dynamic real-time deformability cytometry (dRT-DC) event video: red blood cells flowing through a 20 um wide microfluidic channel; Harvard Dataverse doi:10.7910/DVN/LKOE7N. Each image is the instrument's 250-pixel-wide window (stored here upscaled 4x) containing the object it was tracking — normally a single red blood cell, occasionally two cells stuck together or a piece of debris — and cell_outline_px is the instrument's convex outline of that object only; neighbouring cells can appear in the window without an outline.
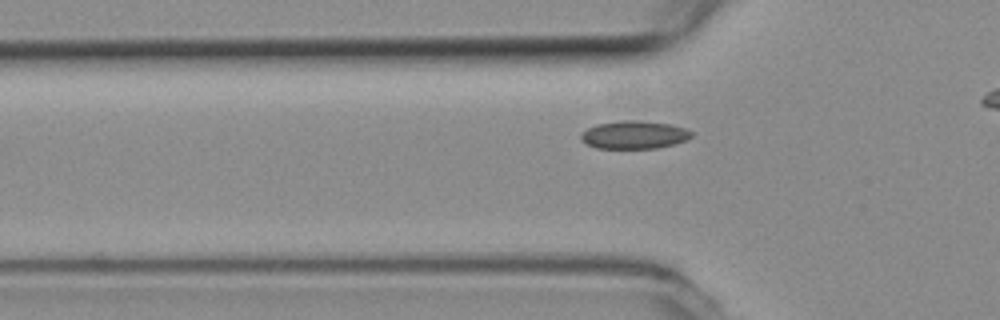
{"species": "common noctule bat (a hibernating species)", "species_latin": "Nyctalus noctula", "temperature_condition": "room temperature", "stored_images_in_passage": 29, "camera_frame_rate_fps": 3000, "um_per_image_px": 0.085, "animal": {"sex": "female", "body_mass_g": 19.3, "forearm_length_mm": 54.1}, "frame": {"image": 1, "passage_image": 3, "time_ms": 0.667, "image_size_px": [1000, 320], "cell_outline_px": [[692, 136], [688, 140], [676, 144], [656, 148], [596, 148], [580, 140], [580, 136], [588, 128], [596, 124], [628, 120], [636, 120], [672, 124], [684, 128], [692, 132]], "centroid_in_image_um": [53.94, 11.46], "position_along_channel_um": 71.9, "area_um2": 17.98}}
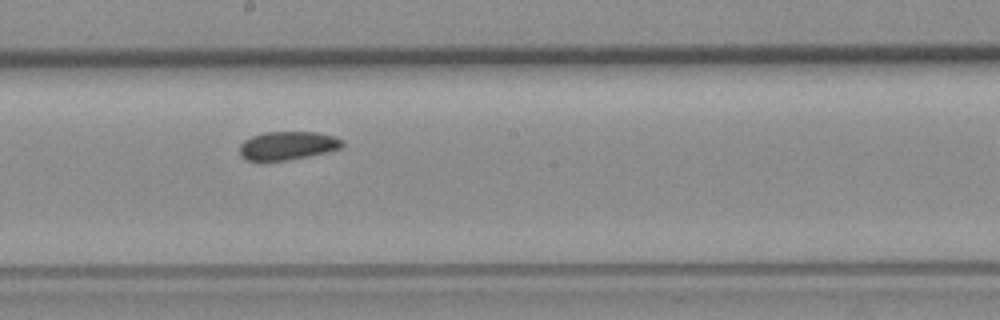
{"frame": {"image": 2, "passage_image": 15, "time_ms": 4.667, "image_size_px": [1000, 320], "cell_outline_px": [[344, 144], [340, 148], [308, 156], [288, 160], [264, 164], [260, 164], [244, 160], [240, 156], [240, 144], [244, 140], [252, 136], [264, 132], [316, 132], [332, 136], [344, 140]], "centroid_in_image_um": [24.34, 12.42], "position_along_channel_um": 223.9, "area_um2": 17.57}}
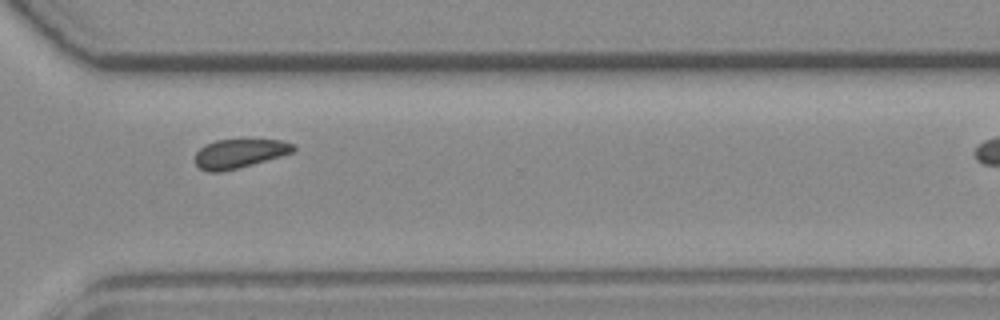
{"frame": {"image": 3, "passage_image": 25, "time_ms": 8.0, "image_size_px": [1000, 320], "cell_outline_px": [[296, 148], [292, 152], [280, 156], [252, 164], [220, 172], [208, 172], [200, 168], [196, 164], [196, 152], [204, 144], [216, 140], [280, 140], [292, 144]], "centroid_in_image_um": [20.31, 13.04], "position_along_channel_um": 350.3, "area_um2": 16.3}}